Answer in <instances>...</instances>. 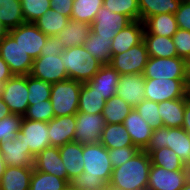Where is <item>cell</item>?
<instances>
[{
    "instance_id": "cell-44",
    "label": "cell",
    "mask_w": 190,
    "mask_h": 190,
    "mask_svg": "<svg viewBox=\"0 0 190 190\" xmlns=\"http://www.w3.org/2000/svg\"><path fill=\"white\" fill-rule=\"evenodd\" d=\"M135 109L153 129L163 126V120L158 113V103L144 99Z\"/></svg>"
},
{
    "instance_id": "cell-41",
    "label": "cell",
    "mask_w": 190,
    "mask_h": 190,
    "mask_svg": "<svg viewBox=\"0 0 190 190\" xmlns=\"http://www.w3.org/2000/svg\"><path fill=\"white\" fill-rule=\"evenodd\" d=\"M103 6L111 12L128 16L132 21L140 20L138 0H104Z\"/></svg>"
},
{
    "instance_id": "cell-6",
    "label": "cell",
    "mask_w": 190,
    "mask_h": 190,
    "mask_svg": "<svg viewBox=\"0 0 190 190\" xmlns=\"http://www.w3.org/2000/svg\"><path fill=\"white\" fill-rule=\"evenodd\" d=\"M143 76L153 79H187V61L176 57H149Z\"/></svg>"
},
{
    "instance_id": "cell-12",
    "label": "cell",
    "mask_w": 190,
    "mask_h": 190,
    "mask_svg": "<svg viewBox=\"0 0 190 190\" xmlns=\"http://www.w3.org/2000/svg\"><path fill=\"white\" fill-rule=\"evenodd\" d=\"M105 125L106 122L102 113L87 114L78 112L76 114L74 141L82 145L99 143Z\"/></svg>"
},
{
    "instance_id": "cell-43",
    "label": "cell",
    "mask_w": 190,
    "mask_h": 190,
    "mask_svg": "<svg viewBox=\"0 0 190 190\" xmlns=\"http://www.w3.org/2000/svg\"><path fill=\"white\" fill-rule=\"evenodd\" d=\"M23 116L10 114L0 119V144L16 138L20 132Z\"/></svg>"
},
{
    "instance_id": "cell-8",
    "label": "cell",
    "mask_w": 190,
    "mask_h": 190,
    "mask_svg": "<svg viewBox=\"0 0 190 190\" xmlns=\"http://www.w3.org/2000/svg\"><path fill=\"white\" fill-rule=\"evenodd\" d=\"M0 56L8 64L13 75H30L33 59L9 33L0 42Z\"/></svg>"
},
{
    "instance_id": "cell-20",
    "label": "cell",
    "mask_w": 190,
    "mask_h": 190,
    "mask_svg": "<svg viewBox=\"0 0 190 190\" xmlns=\"http://www.w3.org/2000/svg\"><path fill=\"white\" fill-rule=\"evenodd\" d=\"M123 125L130 134L133 145L139 150H144L150 141L153 128L147 124L135 108L124 119Z\"/></svg>"
},
{
    "instance_id": "cell-38",
    "label": "cell",
    "mask_w": 190,
    "mask_h": 190,
    "mask_svg": "<svg viewBox=\"0 0 190 190\" xmlns=\"http://www.w3.org/2000/svg\"><path fill=\"white\" fill-rule=\"evenodd\" d=\"M69 187L67 179L33 169L29 190H66Z\"/></svg>"
},
{
    "instance_id": "cell-21",
    "label": "cell",
    "mask_w": 190,
    "mask_h": 190,
    "mask_svg": "<svg viewBox=\"0 0 190 190\" xmlns=\"http://www.w3.org/2000/svg\"><path fill=\"white\" fill-rule=\"evenodd\" d=\"M34 169L67 179V171L61 160L59 147L50 146L45 148L34 157Z\"/></svg>"
},
{
    "instance_id": "cell-52",
    "label": "cell",
    "mask_w": 190,
    "mask_h": 190,
    "mask_svg": "<svg viewBox=\"0 0 190 190\" xmlns=\"http://www.w3.org/2000/svg\"><path fill=\"white\" fill-rule=\"evenodd\" d=\"M12 76L8 64L0 56V82H6Z\"/></svg>"
},
{
    "instance_id": "cell-22",
    "label": "cell",
    "mask_w": 190,
    "mask_h": 190,
    "mask_svg": "<svg viewBox=\"0 0 190 190\" xmlns=\"http://www.w3.org/2000/svg\"><path fill=\"white\" fill-rule=\"evenodd\" d=\"M144 24L141 20L133 21L117 32L112 39V55L123 53L143 41Z\"/></svg>"
},
{
    "instance_id": "cell-16",
    "label": "cell",
    "mask_w": 190,
    "mask_h": 190,
    "mask_svg": "<svg viewBox=\"0 0 190 190\" xmlns=\"http://www.w3.org/2000/svg\"><path fill=\"white\" fill-rule=\"evenodd\" d=\"M131 22L133 21L128 16L111 12L102 6L91 24V30L98 35L110 37L112 40L118 31L124 29Z\"/></svg>"
},
{
    "instance_id": "cell-30",
    "label": "cell",
    "mask_w": 190,
    "mask_h": 190,
    "mask_svg": "<svg viewBox=\"0 0 190 190\" xmlns=\"http://www.w3.org/2000/svg\"><path fill=\"white\" fill-rule=\"evenodd\" d=\"M143 41L149 57L169 58L178 56L172 37L152 35L144 30Z\"/></svg>"
},
{
    "instance_id": "cell-39",
    "label": "cell",
    "mask_w": 190,
    "mask_h": 190,
    "mask_svg": "<svg viewBox=\"0 0 190 190\" xmlns=\"http://www.w3.org/2000/svg\"><path fill=\"white\" fill-rule=\"evenodd\" d=\"M104 0H74L70 19L85 22L89 25L95 20L97 11Z\"/></svg>"
},
{
    "instance_id": "cell-33",
    "label": "cell",
    "mask_w": 190,
    "mask_h": 190,
    "mask_svg": "<svg viewBox=\"0 0 190 190\" xmlns=\"http://www.w3.org/2000/svg\"><path fill=\"white\" fill-rule=\"evenodd\" d=\"M148 154L152 165L163 167L169 171L190 170L179 156L168 147L151 150Z\"/></svg>"
},
{
    "instance_id": "cell-4",
    "label": "cell",
    "mask_w": 190,
    "mask_h": 190,
    "mask_svg": "<svg viewBox=\"0 0 190 190\" xmlns=\"http://www.w3.org/2000/svg\"><path fill=\"white\" fill-rule=\"evenodd\" d=\"M82 82L73 79L52 84L50 102L55 117L76 115Z\"/></svg>"
},
{
    "instance_id": "cell-49",
    "label": "cell",
    "mask_w": 190,
    "mask_h": 190,
    "mask_svg": "<svg viewBox=\"0 0 190 190\" xmlns=\"http://www.w3.org/2000/svg\"><path fill=\"white\" fill-rule=\"evenodd\" d=\"M174 15L178 28L190 31V0H182Z\"/></svg>"
},
{
    "instance_id": "cell-37",
    "label": "cell",
    "mask_w": 190,
    "mask_h": 190,
    "mask_svg": "<svg viewBox=\"0 0 190 190\" xmlns=\"http://www.w3.org/2000/svg\"><path fill=\"white\" fill-rule=\"evenodd\" d=\"M69 21V17L49 9L44 15L38 18L34 24L49 37L56 36L60 33Z\"/></svg>"
},
{
    "instance_id": "cell-50",
    "label": "cell",
    "mask_w": 190,
    "mask_h": 190,
    "mask_svg": "<svg viewBox=\"0 0 190 190\" xmlns=\"http://www.w3.org/2000/svg\"><path fill=\"white\" fill-rule=\"evenodd\" d=\"M65 50L59 38L57 36H49L45 42V45L41 48L40 56L47 54L59 55Z\"/></svg>"
},
{
    "instance_id": "cell-24",
    "label": "cell",
    "mask_w": 190,
    "mask_h": 190,
    "mask_svg": "<svg viewBox=\"0 0 190 190\" xmlns=\"http://www.w3.org/2000/svg\"><path fill=\"white\" fill-rule=\"evenodd\" d=\"M119 79L120 74L110 64H105L87 83L107 101L116 95Z\"/></svg>"
},
{
    "instance_id": "cell-42",
    "label": "cell",
    "mask_w": 190,
    "mask_h": 190,
    "mask_svg": "<svg viewBox=\"0 0 190 190\" xmlns=\"http://www.w3.org/2000/svg\"><path fill=\"white\" fill-rule=\"evenodd\" d=\"M25 22L34 23L44 15L50 7V0H20Z\"/></svg>"
},
{
    "instance_id": "cell-56",
    "label": "cell",
    "mask_w": 190,
    "mask_h": 190,
    "mask_svg": "<svg viewBox=\"0 0 190 190\" xmlns=\"http://www.w3.org/2000/svg\"><path fill=\"white\" fill-rule=\"evenodd\" d=\"M8 34V29L0 22V42L6 37Z\"/></svg>"
},
{
    "instance_id": "cell-5",
    "label": "cell",
    "mask_w": 190,
    "mask_h": 190,
    "mask_svg": "<svg viewBox=\"0 0 190 190\" xmlns=\"http://www.w3.org/2000/svg\"><path fill=\"white\" fill-rule=\"evenodd\" d=\"M83 159V177L100 178L109 184L113 167L106 147L100 142L83 145Z\"/></svg>"
},
{
    "instance_id": "cell-26",
    "label": "cell",
    "mask_w": 190,
    "mask_h": 190,
    "mask_svg": "<svg viewBox=\"0 0 190 190\" xmlns=\"http://www.w3.org/2000/svg\"><path fill=\"white\" fill-rule=\"evenodd\" d=\"M90 32L91 25L70 19L68 24L56 36L66 49L74 46H83L85 40L89 37Z\"/></svg>"
},
{
    "instance_id": "cell-7",
    "label": "cell",
    "mask_w": 190,
    "mask_h": 190,
    "mask_svg": "<svg viewBox=\"0 0 190 190\" xmlns=\"http://www.w3.org/2000/svg\"><path fill=\"white\" fill-rule=\"evenodd\" d=\"M187 79L145 78V99L156 103L185 97Z\"/></svg>"
},
{
    "instance_id": "cell-23",
    "label": "cell",
    "mask_w": 190,
    "mask_h": 190,
    "mask_svg": "<svg viewBox=\"0 0 190 190\" xmlns=\"http://www.w3.org/2000/svg\"><path fill=\"white\" fill-rule=\"evenodd\" d=\"M59 153L67 171V180L70 182L84 171L83 145L71 141L60 146Z\"/></svg>"
},
{
    "instance_id": "cell-3",
    "label": "cell",
    "mask_w": 190,
    "mask_h": 190,
    "mask_svg": "<svg viewBox=\"0 0 190 190\" xmlns=\"http://www.w3.org/2000/svg\"><path fill=\"white\" fill-rule=\"evenodd\" d=\"M168 147L172 149L179 158L190 167V135L182 128H168L161 126L153 129L152 136L145 152L159 150Z\"/></svg>"
},
{
    "instance_id": "cell-2",
    "label": "cell",
    "mask_w": 190,
    "mask_h": 190,
    "mask_svg": "<svg viewBox=\"0 0 190 190\" xmlns=\"http://www.w3.org/2000/svg\"><path fill=\"white\" fill-rule=\"evenodd\" d=\"M62 62L65 66L68 79L82 83L91 80L103 65L84 46L66 48L62 52Z\"/></svg>"
},
{
    "instance_id": "cell-10",
    "label": "cell",
    "mask_w": 190,
    "mask_h": 190,
    "mask_svg": "<svg viewBox=\"0 0 190 190\" xmlns=\"http://www.w3.org/2000/svg\"><path fill=\"white\" fill-rule=\"evenodd\" d=\"M27 75H13L5 82L1 99L7 104L12 114L24 116L29 106Z\"/></svg>"
},
{
    "instance_id": "cell-25",
    "label": "cell",
    "mask_w": 190,
    "mask_h": 190,
    "mask_svg": "<svg viewBox=\"0 0 190 190\" xmlns=\"http://www.w3.org/2000/svg\"><path fill=\"white\" fill-rule=\"evenodd\" d=\"M34 167L7 166L0 190H29Z\"/></svg>"
},
{
    "instance_id": "cell-31",
    "label": "cell",
    "mask_w": 190,
    "mask_h": 190,
    "mask_svg": "<svg viewBox=\"0 0 190 190\" xmlns=\"http://www.w3.org/2000/svg\"><path fill=\"white\" fill-rule=\"evenodd\" d=\"M83 46L103 65L110 64L112 59V40L110 37L98 35L91 30L89 37L85 40Z\"/></svg>"
},
{
    "instance_id": "cell-27",
    "label": "cell",
    "mask_w": 190,
    "mask_h": 190,
    "mask_svg": "<svg viewBox=\"0 0 190 190\" xmlns=\"http://www.w3.org/2000/svg\"><path fill=\"white\" fill-rule=\"evenodd\" d=\"M185 106L186 97L159 102L158 113L163 120V126L168 128L182 127Z\"/></svg>"
},
{
    "instance_id": "cell-59",
    "label": "cell",
    "mask_w": 190,
    "mask_h": 190,
    "mask_svg": "<svg viewBox=\"0 0 190 190\" xmlns=\"http://www.w3.org/2000/svg\"><path fill=\"white\" fill-rule=\"evenodd\" d=\"M179 190H190V178L188 181L184 184V186Z\"/></svg>"
},
{
    "instance_id": "cell-51",
    "label": "cell",
    "mask_w": 190,
    "mask_h": 190,
    "mask_svg": "<svg viewBox=\"0 0 190 190\" xmlns=\"http://www.w3.org/2000/svg\"><path fill=\"white\" fill-rule=\"evenodd\" d=\"M74 0H50L52 10L70 18Z\"/></svg>"
},
{
    "instance_id": "cell-18",
    "label": "cell",
    "mask_w": 190,
    "mask_h": 190,
    "mask_svg": "<svg viewBox=\"0 0 190 190\" xmlns=\"http://www.w3.org/2000/svg\"><path fill=\"white\" fill-rule=\"evenodd\" d=\"M76 115L54 117L48 122L50 146L60 147L74 141Z\"/></svg>"
},
{
    "instance_id": "cell-53",
    "label": "cell",
    "mask_w": 190,
    "mask_h": 190,
    "mask_svg": "<svg viewBox=\"0 0 190 190\" xmlns=\"http://www.w3.org/2000/svg\"><path fill=\"white\" fill-rule=\"evenodd\" d=\"M182 128L190 135V103L186 101Z\"/></svg>"
},
{
    "instance_id": "cell-1",
    "label": "cell",
    "mask_w": 190,
    "mask_h": 190,
    "mask_svg": "<svg viewBox=\"0 0 190 190\" xmlns=\"http://www.w3.org/2000/svg\"><path fill=\"white\" fill-rule=\"evenodd\" d=\"M150 156L139 150L130 160L112 170L109 186L113 190H147Z\"/></svg>"
},
{
    "instance_id": "cell-47",
    "label": "cell",
    "mask_w": 190,
    "mask_h": 190,
    "mask_svg": "<svg viewBox=\"0 0 190 190\" xmlns=\"http://www.w3.org/2000/svg\"><path fill=\"white\" fill-rule=\"evenodd\" d=\"M139 149L136 146H127L122 148L108 149L109 160L112 167H120L126 161L130 160Z\"/></svg>"
},
{
    "instance_id": "cell-17",
    "label": "cell",
    "mask_w": 190,
    "mask_h": 190,
    "mask_svg": "<svg viewBox=\"0 0 190 190\" xmlns=\"http://www.w3.org/2000/svg\"><path fill=\"white\" fill-rule=\"evenodd\" d=\"M145 77L143 74H122L116 95L135 108L145 99Z\"/></svg>"
},
{
    "instance_id": "cell-60",
    "label": "cell",
    "mask_w": 190,
    "mask_h": 190,
    "mask_svg": "<svg viewBox=\"0 0 190 190\" xmlns=\"http://www.w3.org/2000/svg\"><path fill=\"white\" fill-rule=\"evenodd\" d=\"M5 87V82H0V95L3 93Z\"/></svg>"
},
{
    "instance_id": "cell-45",
    "label": "cell",
    "mask_w": 190,
    "mask_h": 190,
    "mask_svg": "<svg viewBox=\"0 0 190 190\" xmlns=\"http://www.w3.org/2000/svg\"><path fill=\"white\" fill-rule=\"evenodd\" d=\"M54 117L55 116L52 109V103L50 102V100H43L34 105H29L26 113L23 116V118L26 119H30L33 121H43L47 123Z\"/></svg>"
},
{
    "instance_id": "cell-32",
    "label": "cell",
    "mask_w": 190,
    "mask_h": 190,
    "mask_svg": "<svg viewBox=\"0 0 190 190\" xmlns=\"http://www.w3.org/2000/svg\"><path fill=\"white\" fill-rule=\"evenodd\" d=\"M106 100L87 82L82 83L79 93L78 112L98 114L103 112Z\"/></svg>"
},
{
    "instance_id": "cell-40",
    "label": "cell",
    "mask_w": 190,
    "mask_h": 190,
    "mask_svg": "<svg viewBox=\"0 0 190 190\" xmlns=\"http://www.w3.org/2000/svg\"><path fill=\"white\" fill-rule=\"evenodd\" d=\"M27 87L29 105H34L43 100H50L51 83L27 75Z\"/></svg>"
},
{
    "instance_id": "cell-54",
    "label": "cell",
    "mask_w": 190,
    "mask_h": 190,
    "mask_svg": "<svg viewBox=\"0 0 190 190\" xmlns=\"http://www.w3.org/2000/svg\"><path fill=\"white\" fill-rule=\"evenodd\" d=\"M10 114L12 113L9 110V107L0 97V119H3L4 117L9 116Z\"/></svg>"
},
{
    "instance_id": "cell-14",
    "label": "cell",
    "mask_w": 190,
    "mask_h": 190,
    "mask_svg": "<svg viewBox=\"0 0 190 190\" xmlns=\"http://www.w3.org/2000/svg\"><path fill=\"white\" fill-rule=\"evenodd\" d=\"M31 76L51 84L68 79L65 66L62 62V54H47L33 60Z\"/></svg>"
},
{
    "instance_id": "cell-35",
    "label": "cell",
    "mask_w": 190,
    "mask_h": 190,
    "mask_svg": "<svg viewBox=\"0 0 190 190\" xmlns=\"http://www.w3.org/2000/svg\"><path fill=\"white\" fill-rule=\"evenodd\" d=\"M140 9V20L143 22L147 17L161 14L173 13L179 9L182 0H138Z\"/></svg>"
},
{
    "instance_id": "cell-36",
    "label": "cell",
    "mask_w": 190,
    "mask_h": 190,
    "mask_svg": "<svg viewBox=\"0 0 190 190\" xmlns=\"http://www.w3.org/2000/svg\"><path fill=\"white\" fill-rule=\"evenodd\" d=\"M0 22L8 30L25 23L20 0H0Z\"/></svg>"
},
{
    "instance_id": "cell-55",
    "label": "cell",
    "mask_w": 190,
    "mask_h": 190,
    "mask_svg": "<svg viewBox=\"0 0 190 190\" xmlns=\"http://www.w3.org/2000/svg\"><path fill=\"white\" fill-rule=\"evenodd\" d=\"M6 163L3 159L2 153L0 152V182L2 179V175L4 174L5 170H6Z\"/></svg>"
},
{
    "instance_id": "cell-9",
    "label": "cell",
    "mask_w": 190,
    "mask_h": 190,
    "mask_svg": "<svg viewBox=\"0 0 190 190\" xmlns=\"http://www.w3.org/2000/svg\"><path fill=\"white\" fill-rule=\"evenodd\" d=\"M149 59L147 47L142 41L123 53L112 55L110 65L120 74H143Z\"/></svg>"
},
{
    "instance_id": "cell-61",
    "label": "cell",
    "mask_w": 190,
    "mask_h": 190,
    "mask_svg": "<svg viewBox=\"0 0 190 190\" xmlns=\"http://www.w3.org/2000/svg\"><path fill=\"white\" fill-rule=\"evenodd\" d=\"M96 190H113L108 184L104 186L103 188H98Z\"/></svg>"
},
{
    "instance_id": "cell-28",
    "label": "cell",
    "mask_w": 190,
    "mask_h": 190,
    "mask_svg": "<svg viewBox=\"0 0 190 190\" xmlns=\"http://www.w3.org/2000/svg\"><path fill=\"white\" fill-rule=\"evenodd\" d=\"M143 24L147 33L166 37H173L179 29L173 13H161L147 17Z\"/></svg>"
},
{
    "instance_id": "cell-57",
    "label": "cell",
    "mask_w": 190,
    "mask_h": 190,
    "mask_svg": "<svg viewBox=\"0 0 190 190\" xmlns=\"http://www.w3.org/2000/svg\"><path fill=\"white\" fill-rule=\"evenodd\" d=\"M185 97L186 101L190 103V82H186L185 84Z\"/></svg>"
},
{
    "instance_id": "cell-46",
    "label": "cell",
    "mask_w": 190,
    "mask_h": 190,
    "mask_svg": "<svg viewBox=\"0 0 190 190\" xmlns=\"http://www.w3.org/2000/svg\"><path fill=\"white\" fill-rule=\"evenodd\" d=\"M172 41L178 57L186 61L190 60V31L179 28L173 35Z\"/></svg>"
},
{
    "instance_id": "cell-58",
    "label": "cell",
    "mask_w": 190,
    "mask_h": 190,
    "mask_svg": "<svg viewBox=\"0 0 190 190\" xmlns=\"http://www.w3.org/2000/svg\"><path fill=\"white\" fill-rule=\"evenodd\" d=\"M187 82H190V60L187 61Z\"/></svg>"
},
{
    "instance_id": "cell-29",
    "label": "cell",
    "mask_w": 190,
    "mask_h": 190,
    "mask_svg": "<svg viewBox=\"0 0 190 190\" xmlns=\"http://www.w3.org/2000/svg\"><path fill=\"white\" fill-rule=\"evenodd\" d=\"M100 143L107 149L134 146L130 134L127 132L123 123H106L101 134Z\"/></svg>"
},
{
    "instance_id": "cell-11",
    "label": "cell",
    "mask_w": 190,
    "mask_h": 190,
    "mask_svg": "<svg viewBox=\"0 0 190 190\" xmlns=\"http://www.w3.org/2000/svg\"><path fill=\"white\" fill-rule=\"evenodd\" d=\"M8 33L33 60L40 56L41 48L48 38L34 23L27 22L8 30Z\"/></svg>"
},
{
    "instance_id": "cell-48",
    "label": "cell",
    "mask_w": 190,
    "mask_h": 190,
    "mask_svg": "<svg viewBox=\"0 0 190 190\" xmlns=\"http://www.w3.org/2000/svg\"><path fill=\"white\" fill-rule=\"evenodd\" d=\"M107 184L100 178L83 177V172L70 181L72 190H96Z\"/></svg>"
},
{
    "instance_id": "cell-15",
    "label": "cell",
    "mask_w": 190,
    "mask_h": 190,
    "mask_svg": "<svg viewBox=\"0 0 190 190\" xmlns=\"http://www.w3.org/2000/svg\"><path fill=\"white\" fill-rule=\"evenodd\" d=\"M190 178V170L169 171L151 165L147 190H179Z\"/></svg>"
},
{
    "instance_id": "cell-19",
    "label": "cell",
    "mask_w": 190,
    "mask_h": 190,
    "mask_svg": "<svg viewBox=\"0 0 190 190\" xmlns=\"http://www.w3.org/2000/svg\"><path fill=\"white\" fill-rule=\"evenodd\" d=\"M0 152L2 153L6 166H34V156L30 153V148H26L19 136L0 144Z\"/></svg>"
},
{
    "instance_id": "cell-13",
    "label": "cell",
    "mask_w": 190,
    "mask_h": 190,
    "mask_svg": "<svg viewBox=\"0 0 190 190\" xmlns=\"http://www.w3.org/2000/svg\"><path fill=\"white\" fill-rule=\"evenodd\" d=\"M48 133L47 122L23 118L18 136L35 157L45 148L50 147Z\"/></svg>"
},
{
    "instance_id": "cell-34",
    "label": "cell",
    "mask_w": 190,
    "mask_h": 190,
    "mask_svg": "<svg viewBox=\"0 0 190 190\" xmlns=\"http://www.w3.org/2000/svg\"><path fill=\"white\" fill-rule=\"evenodd\" d=\"M133 107L120 96L114 95L106 101L102 115L106 123L120 124L132 111Z\"/></svg>"
}]
</instances>
